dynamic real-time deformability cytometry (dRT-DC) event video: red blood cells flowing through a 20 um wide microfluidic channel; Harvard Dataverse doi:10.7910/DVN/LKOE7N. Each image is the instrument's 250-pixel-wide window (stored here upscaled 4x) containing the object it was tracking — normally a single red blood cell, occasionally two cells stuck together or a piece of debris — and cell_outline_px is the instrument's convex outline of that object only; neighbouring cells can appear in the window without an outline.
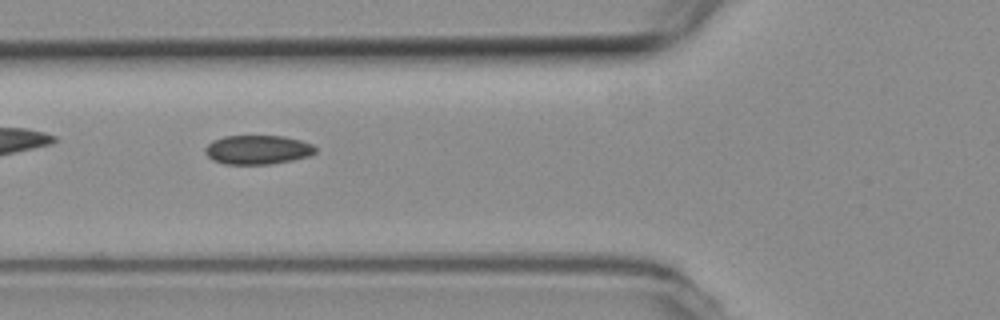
{"species": "common noctule bat (a hibernating species)", "species_latin": "Nyctalus noctula", "temperature_condition": "room temperature", "stored_images_in_passage": 36, "camera_frame_rate_fps": 3000, "um_per_image_px": 0.085, "animal": {"sex": "female", "body_mass_g": 19.3, "forearm_length_mm": 54.1}, "frame": {"image": 1, "passage_image": 6, "time_ms": 1.667, "image_size_px": [1000, 320], "cell_outline_px": [[316, 152], [308, 156], [292, 160], [272, 164], [224, 164], [212, 160], [204, 152], [204, 148], [212, 140], [224, 136], [284, 136], [300, 140], [312, 144], [316, 148]], "centroid_in_image_um": [21.87, 12.73], "position_along_channel_um": 103.9, "area_um2": 18.79}}
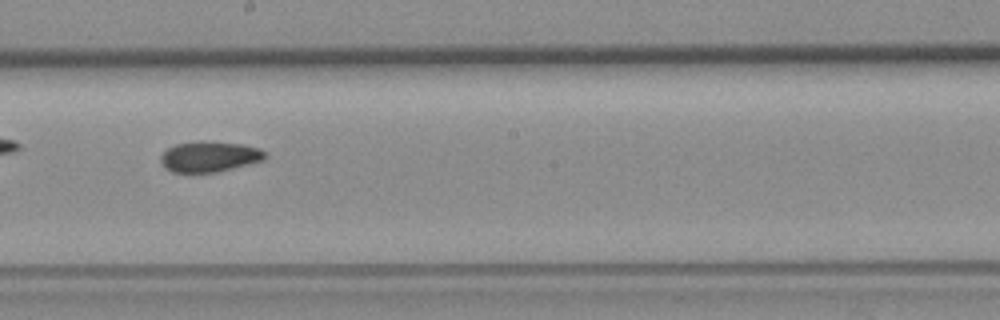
{"frame": {"image": 2, "passage_image": 16, "time_ms": 5.0, "image_size_px": [1000, 320], "cell_outline_px": [[268, 156], [264, 160], [216, 172], [172, 172], [164, 168], [160, 160], [160, 156], [168, 148], [176, 144], [200, 140], [244, 144], [260, 148]], "centroid_in_image_um": [17.8, 13.3], "position_along_channel_um": 230.4, "area_um2": 18.73}}
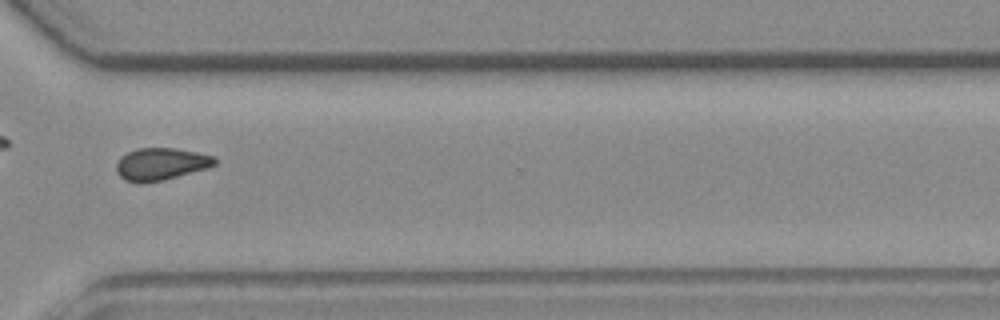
{"frame": {"image": 3, "passage_image": 26, "time_ms": 8.333, "image_size_px": [1000, 320], "cell_outline_px": [[216, 164], [208, 168], [164, 180], [140, 184], [124, 180], [116, 172], [116, 164], [120, 156], [136, 148], [176, 148], [196, 152], [212, 156], [216, 160]], "centroid_in_image_um": [13.64, 13.95], "position_along_channel_um": 357.0, "area_um2": 18.67}}